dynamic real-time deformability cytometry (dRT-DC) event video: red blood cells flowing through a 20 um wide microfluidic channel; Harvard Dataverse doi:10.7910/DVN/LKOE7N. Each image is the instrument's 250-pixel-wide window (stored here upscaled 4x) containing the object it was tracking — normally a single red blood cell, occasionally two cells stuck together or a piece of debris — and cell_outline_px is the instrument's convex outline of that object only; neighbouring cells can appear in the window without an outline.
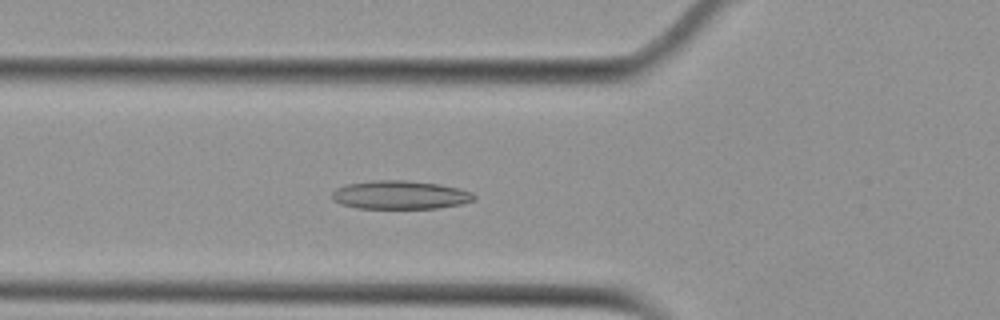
{"species": "Egyptian fruit bat (a non-hibernating species)", "species_latin": "Rousettus aegyptiacus", "temperature_condition": "cold", "stored_images_in_passage": 54, "camera_frame_rate_fps": 3000, "um_per_image_px": 0.085, "animal": {"sex": "female"}, "frame": {"image": 1, "passage_image": 19, "time_ms": 6.0, "image_size_px": [1000, 320], "cell_outline_px": [[476, 196], [472, 200], [460, 204], [436, 208], [356, 208], [340, 204], [332, 200], [332, 192], [336, 188], [344, 184], [372, 180], [404, 180], [440, 184], [460, 188], [472, 192]], "centroid_in_image_um": [33.96, 16.56], "position_along_channel_um": 91.8, "area_um2": 23.7}}
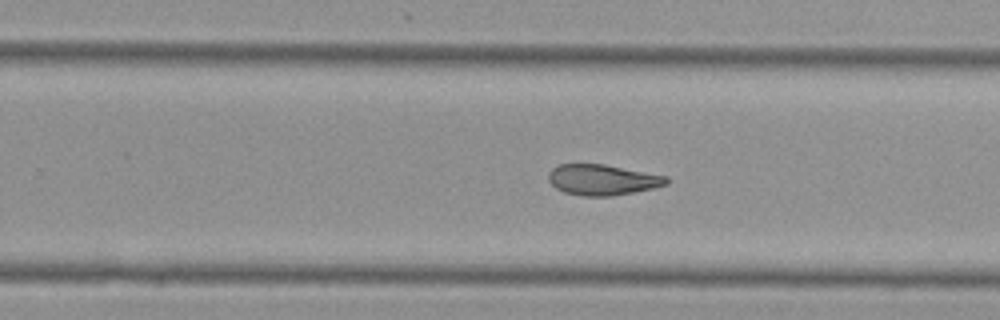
{"frame": {"image": 2, "passage_image": 34, "time_ms": 11.0, "image_size_px": [1000, 320], "cell_outline_px": [[668, 184], [652, 188], [612, 196], [580, 196], [564, 192], [556, 188], [548, 180], [548, 172], [556, 164], [604, 164], [668, 176]], "centroid_in_image_um": [51.18, 15.27], "position_along_channel_um": 278.6, "area_um2": 21.15}}
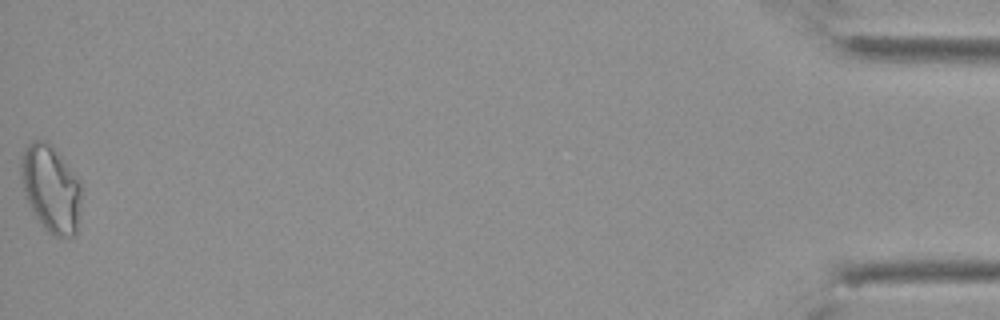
{"frame": {"image": 3, "passage_image": 54, "time_ms": 17.667, "image_size_px": [1000, 320], "cell_outline_px": [[80, 200], [76, 232], [72, 236], [52, 236], [44, 228], [28, 204], [24, 192], [20, 176], [20, 156], [24, 148], [32, 140], [48, 140], [52, 144], [80, 180]], "centroid_in_image_um": [4.29, 15.97], "position_along_channel_um": 430.9, "area_um2": 30.75}, "authors_computed_cell_mechanics": {"area_um2": 23.5824, "velocity_mm_per_s": 3.7427, "shape_relaxation_time_tau1_ms": null, "shape_relaxation_time_tau2_ms": 6.2195, "deformation_change_tau1": null, "deformation_change_tau2": 0.1513}}